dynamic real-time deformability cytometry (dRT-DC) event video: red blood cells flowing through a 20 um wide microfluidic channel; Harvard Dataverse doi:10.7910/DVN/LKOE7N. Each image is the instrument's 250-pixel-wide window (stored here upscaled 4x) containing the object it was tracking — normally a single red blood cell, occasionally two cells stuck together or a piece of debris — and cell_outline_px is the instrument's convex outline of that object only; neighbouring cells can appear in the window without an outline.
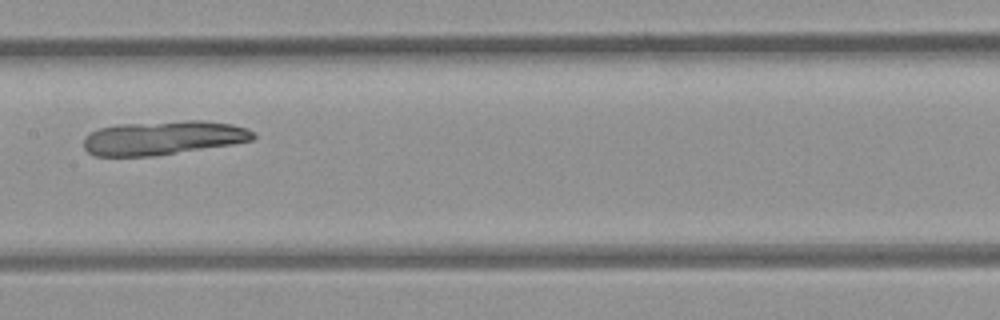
{"species": "common noctule bat (a hibernating species)", "species_latin": "Nyctalus noctula", "temperature_condition": "room temperature", "stored_images_in_passage": 9, "camera_frame_rate_fps": 3000, "um_per_image_px": 0.085, "animal": {"sex": "female", "body_mass_g": 21.9}, "frame": {"image": 1, "passage_image": 7, "time_ms": 7.667, "image_size_px": [1000, 320], "cell_outline_px": [[256, 136], [252, 140], [232, 144], [156, 156], [92, 156], [84, 148], [84, 136], [100, 128], [116, 124], [184, 120], [204, 120], [232, 124], [248, 128]], "centroid_in_image_um": [13.86, 11.71], "position_along_channel_um": 193.5, "area_um2": 33.81}}
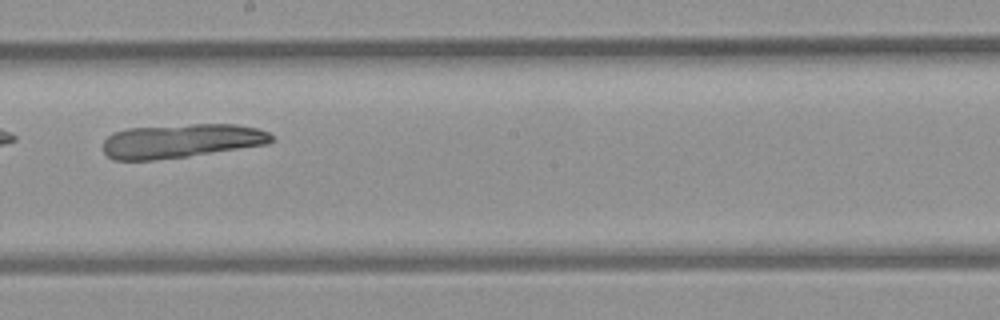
{"frame": {"image": 2, "passage_image": 8, "time_ms": 8.667, "image_size_px": [1000, 320], "cell_outline_px": [[276, 140], [268, 144], [188, 156], [152, 160], [112, 160], [104, 152], [104, 140], [112, 132], [128, 128], [192, 124], [236, 124], [256, 128], [268, 132], [276, 136]], "centroid_in_image_um": [15.43, 11.97], "position_along_channel_um": 232.8, "area_um2": 33.47}}
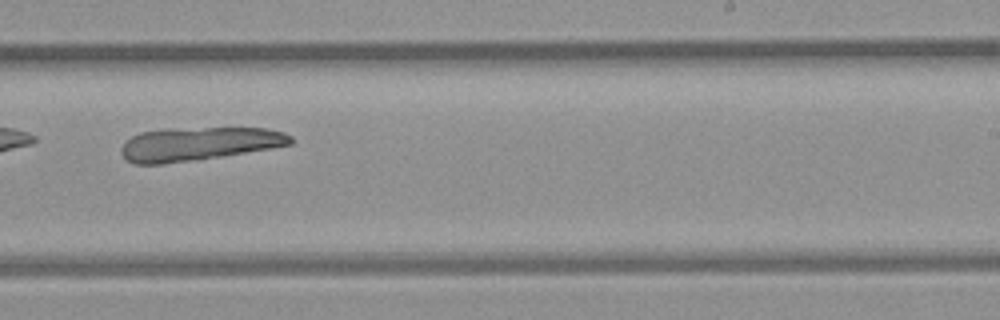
{"frame": {"image": 3, "passage_image": 9, "time_ms": 9.667, "image_size_px": [1000, 320], "cell_outline_px": [[292, 144], [200, 160], [164, 164], [132, 164], [120, 152], [120, 148], [132, 136], [140, 132], [164, 128], [268, 128], [284, 132], [292, 136]], "centroid_in_image_um": [16.87, 12.23], "position_along_channel_um": 272.1, "area_um2": 33.23}}